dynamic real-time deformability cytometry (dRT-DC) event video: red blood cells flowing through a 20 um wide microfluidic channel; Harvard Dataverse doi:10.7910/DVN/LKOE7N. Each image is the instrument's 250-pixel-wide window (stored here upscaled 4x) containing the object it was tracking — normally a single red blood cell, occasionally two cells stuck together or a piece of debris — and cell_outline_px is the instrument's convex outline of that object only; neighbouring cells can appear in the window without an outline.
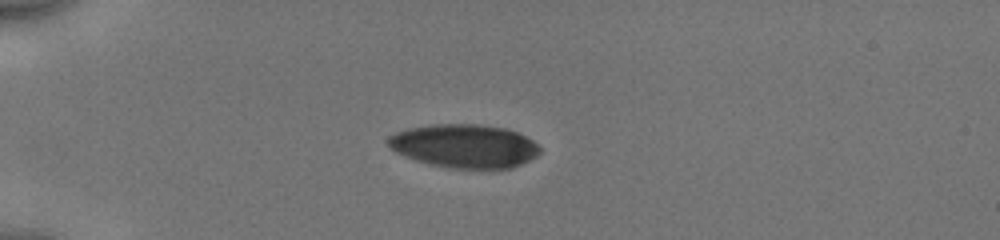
{"species": "human", "species_latin": "Homo sapiens", "temperature_condition": "cold", "stored_images_in_passage": 39, "camera_frame_rate_fps": 3000, "um_per_image_px": 0.085, "donor": {"sex": "male"}, "frame": {"image": 1, "passage_image": 1, "time_ms": 0.0, "image_size_px": [1000, 240], "cell_outline_px": [[540, 152], [536, 156], [512, 168], [448, 168], [416, 160], [404, 156], [396, 152], [388, 144], [388, 136], [396, 132], [408, 128], [436, 124], [480, 124], [504, 128], [516, 132], [532, 140], [540, 148]], "centroid_in_image_um": [39.46, 12.4], "position_along_channel_um": 45.5, "area_um2": 38.21}}
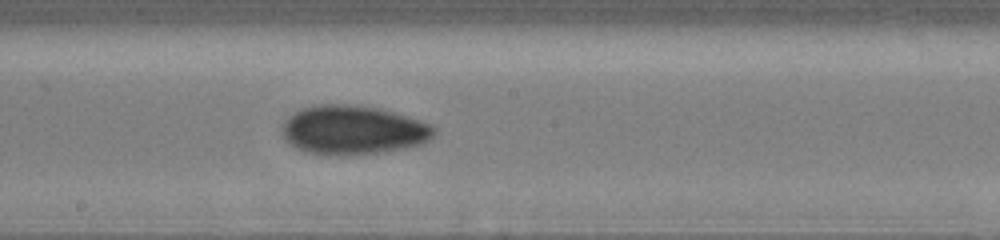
{"frame": {"image": 2, "passage_image": 17, "time_ms": 5.333, "image_size_px": [1000, 240], "cell_outline_px": [[436, 132], [428, 140], [420, 144], [404, 148], [376, 152], [340, 156], [304, 152], [296, 148], [284, 136], [284, 120], [288, 116], [300, 108], [316, 104], [356, 104], [380, 108], [420, 120], [432, 124], [436, 128]], "centroid_in_image_um": [30.01, 11.03], "position_along_channel_um": 218.2, "area_um2": 43.41}}
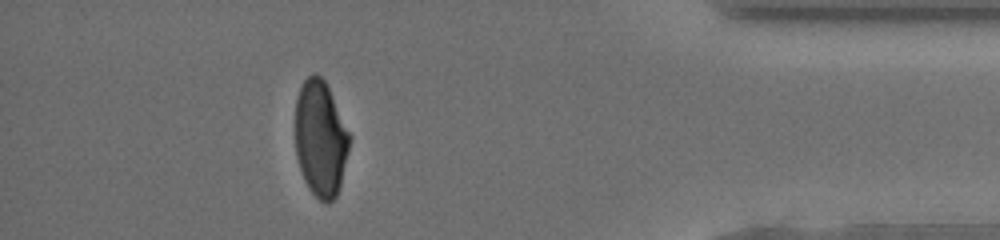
{"frame": {"image": 3, "passage_image": 34, "time_ms": 11.0, "image_size_px": [1000, 240], "cell_outline_px": [[352, 140], [340, 184], [336, 196], [328, 204], [324, 204], [312, 192], [304, 180], [296, 156], [296, 100], [300, 88], [304, 80], [312, 72], [316, 72], [324, 80], [352, 136]], "centroid_in_image_um": [27.26, 11.78], "position_along_channel_um": 407.9, "area_um2": 36.76}, "authors_computed_cell_mechanics": {"area_um2": 40.5756, "velocity_mm_per_s": 3.9714, "shape_relaxation_time_tau1_ms": 6.0466, "shape_relaxation_time_tau2_ms": 2.8549, "deformation_change_tau1": 0.1647, "deformation_change_tau2": 0.072}}